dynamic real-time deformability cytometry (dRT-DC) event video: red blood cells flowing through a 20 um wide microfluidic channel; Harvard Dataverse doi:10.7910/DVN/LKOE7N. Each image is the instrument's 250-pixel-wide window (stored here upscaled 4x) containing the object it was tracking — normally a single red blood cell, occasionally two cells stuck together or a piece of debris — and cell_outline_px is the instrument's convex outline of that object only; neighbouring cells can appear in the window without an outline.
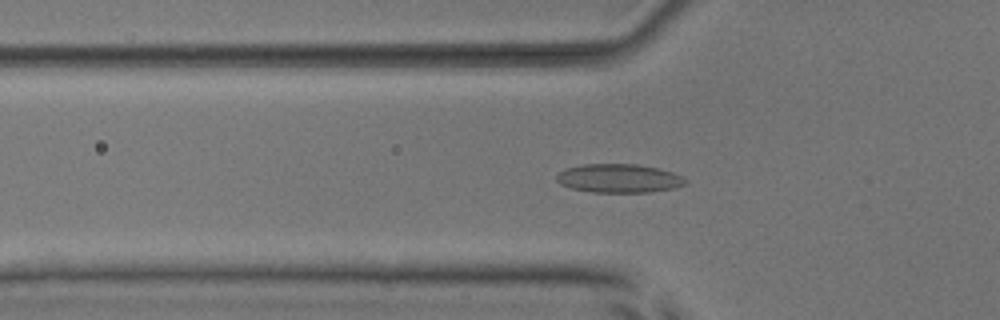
{"species": "common noctule bat (a hibernating species)", "species_latin": "Nyctalus noctula", "temperature_condition": "room temperature", "stored_images_in_passage": 51, "camera_frame_rate_fps": 3000, "um_per_image_px": 0.085, "animal": {"sex": "male", "body_mass_g": 17.9, "forearm_length_mm": 54.2}, "frame": {"image": 1, "passage_image": 17, "time_ms": 5.333, "image_size_px": [1000, 320], "cell_outline_px": [[688, 180], [684, 184], [672, 188], [648, 192], [592, 192], [572, 188], [560, 184], [556, 180], [556, 176], [564, 168], [584, 164], [636, 164], [660, 168], [684, 176]], "centroid_in_image_um": [52.61, 15.15], "position_along_channel_um": 73.2, "area_um2": 21.56}}
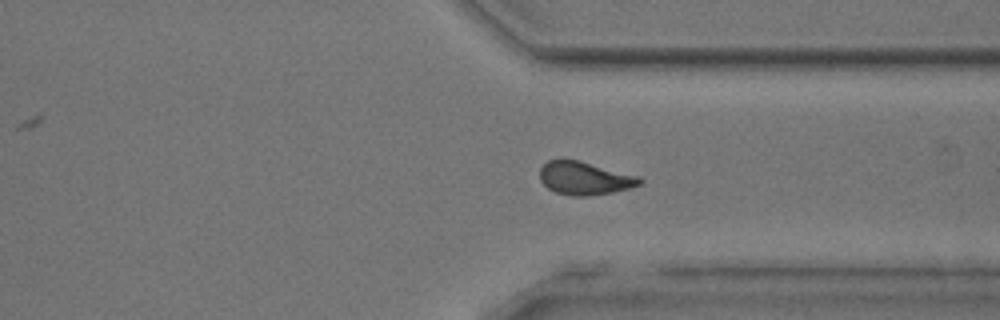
{"frame": {"image": 2, "passage_image": 39, "time_ms": 12.667, "image_size_px": [1000, 320], "cell_outline_px": [[644, 180], [640, 184], [628, 188], [612, 192], [588, 196], [572, 196], [556, 192], [548, 188], [540, 180], [540, 168], [548, 160], [560, 156], [580, 160], [640, 176]], "centroid_in_image_um": [49.67, 15.11], "position_along_channel_um": 361.7, "area_um2": 19.71}}
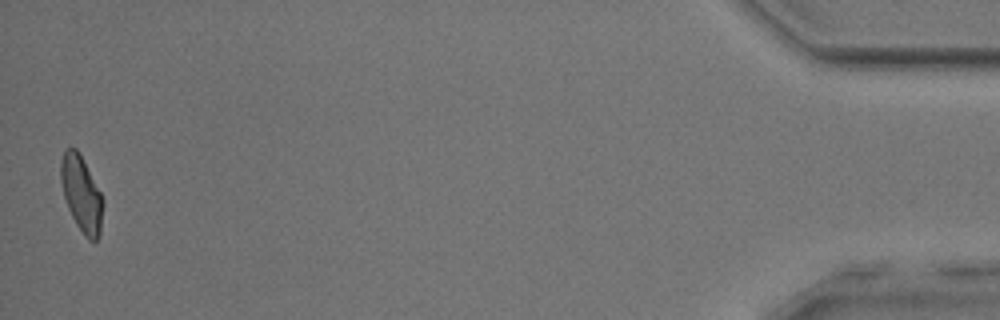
{"frame": {"image": 3, "passage_image": 51, "time_ms": 16.667, "image_size_px": [1000, 320], "cell_outline_px": [[104, 204], [100, 236], [96, 240], [88, 240], [84, 236], [76, 224], [68, 208], [64, 196], [60, 180], [60, 160], [64, 148], [76, 148], [100, 192]], "centroid_in_image_um": [6.91, 16.5], "position_along_channel_um": 428.3, "area_um2": 18.55}, "authors_computed_cell_mechanics": {"area_um2": 19.4208, "velocity_mm_per_s": 3.9321, "shape_relaxation_time_tau1_ms": 7.792, "shape_relaxation_time_tau2_ms": 1.7092, "deformation_change_tau1": 0.1638, "deformation_change_tau2": 0.0577}}